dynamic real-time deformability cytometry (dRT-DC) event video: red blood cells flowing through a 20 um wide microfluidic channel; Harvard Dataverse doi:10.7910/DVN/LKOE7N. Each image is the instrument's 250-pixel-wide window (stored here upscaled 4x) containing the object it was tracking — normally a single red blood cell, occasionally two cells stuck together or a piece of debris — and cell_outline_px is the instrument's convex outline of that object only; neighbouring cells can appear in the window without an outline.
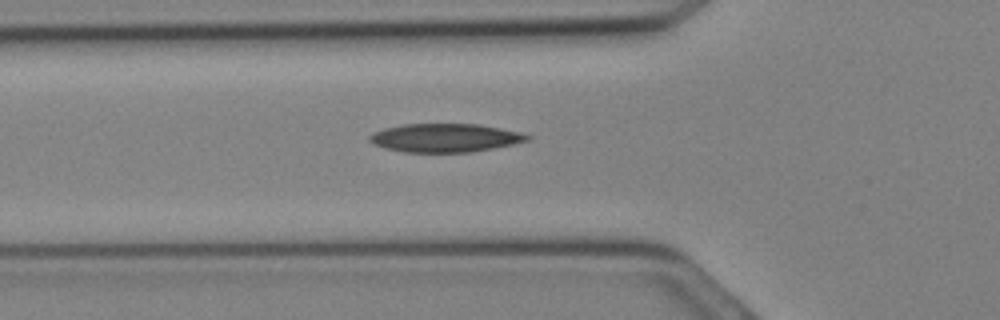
{"species": "Egyptian fruit bat (a non-hibernating species)", "species_latin": "Rousettus aegyptiacus", "temperature_condition": "cold", "stored_images_in_passage": 12, "camera_frame_rate_fps": 3000, "um_per_image_px": 0.085, "animal": {"sex": "female"}, "frame": {"image": 1, "passage_image": 6, "time_ms": 1.667, "image_size_px": [1000, 320], "cell_outline_px": [[532, 140], [472, 152], [404, 152], [384, 148], [372, 144], [368, 140], [368, 136], [384, 128], [404, 124], [480, 124], [520, 132], [532, 136]], "centroid_in_image_um": [37.84, 11.72], "position_along_channel_um": 88.0, "area_um2": 26.24}}
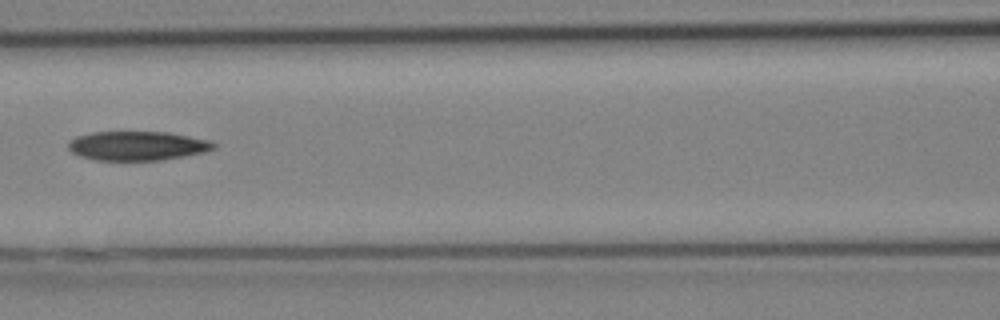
{"frame": {"image": 2, "passage_image": 9, "time_ms": 2.667, "image_size_px": [1000, 320], "cell_outline_px": [[216, 148], [204, 152], [184, 156], [160, 160], [92, 160], [80, 156], [72, 152], [68, 148], [68, 144], [76, 136], [92, 132], [164, 132], [212, 140], [216, 144]], "centroid_in_image_um": [11.68, 12.39], "position_along_channel_um": 154.9, "area_um2": 24.68}}
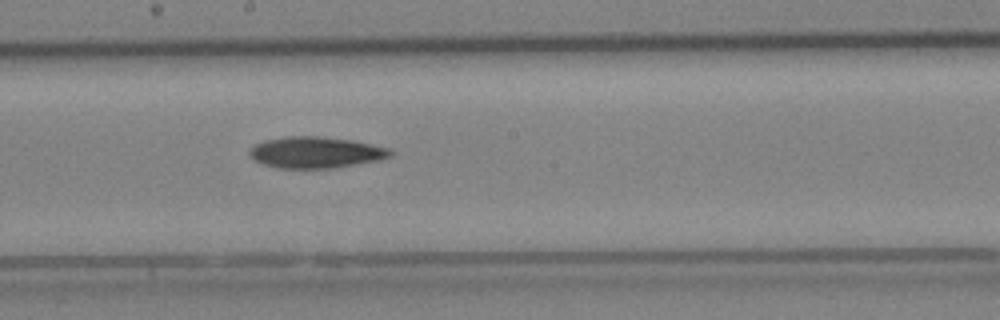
{"frame": {"image": 3, "passage_image": 12, "time_ms": 3.667, "image_size_px": [1000, 320], "cell_outline_px": [[396, 152], [392, 156], [376, 160], [332, 168], [276, 168], [252, 160], [248, 156], [248, 148], [264, 140], [284, 136], [320, 136], [352, 140], [392, 148]], "centroid_in_image_um": [26.81, 12.94], "position_along_channel_um": 221.4, "area_um2": 26.01}}